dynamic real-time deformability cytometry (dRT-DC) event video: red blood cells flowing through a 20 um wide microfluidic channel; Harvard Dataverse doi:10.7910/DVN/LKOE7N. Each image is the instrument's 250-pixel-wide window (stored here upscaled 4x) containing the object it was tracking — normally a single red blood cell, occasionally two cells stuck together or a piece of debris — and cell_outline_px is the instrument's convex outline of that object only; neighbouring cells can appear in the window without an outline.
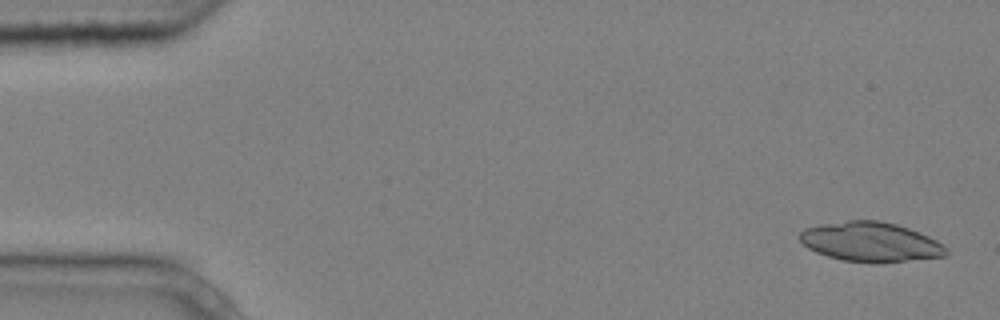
{"species": "common noctule bat (a hibernating species)", "species_latin": "Nyctalus noctula", "temperature_condition": "cold", "stored_images_in_passage": 4, "camera_frame_rate_fps": 3000, "um_per_image_px": 0.085, "animal": {"sex": "male", "body_mass_g": 20.4}, "frame": {"image": 1, "passage_image": 1, "time_ms": 0.0, "image_size_px": [1000, 320], "cell_outline_px": [[948, 252], [944, 256], [904, 260], [840, 260], [816, 252], [808, 248], [800, 240], [800, 232], [804, 228], [820, 224], [848, 220], [876, 220], [896, 224], [908, 228], [928, 236], [936, 240]], "centroid_in_image_um": [73.93, 20.51], "position_along_channel_um": 11.1, "area_um2": 32.6}}